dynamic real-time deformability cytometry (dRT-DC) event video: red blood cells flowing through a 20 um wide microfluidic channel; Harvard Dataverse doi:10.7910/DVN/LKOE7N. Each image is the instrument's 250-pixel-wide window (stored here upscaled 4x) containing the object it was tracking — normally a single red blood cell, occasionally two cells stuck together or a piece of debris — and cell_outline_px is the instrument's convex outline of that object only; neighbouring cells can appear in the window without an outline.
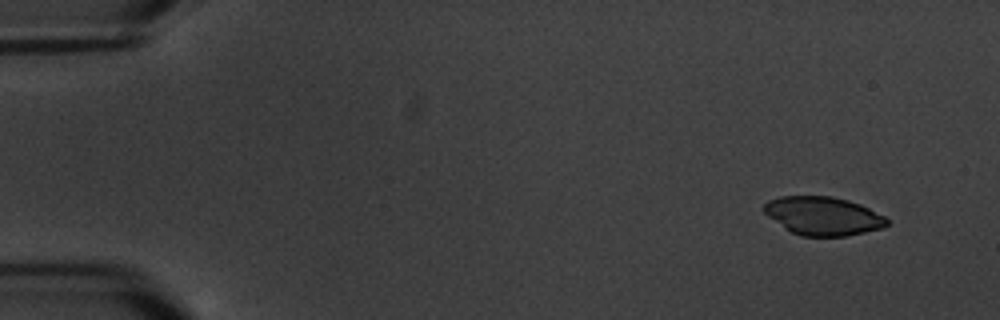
{"species": "common noctule bat (a hibernating species)", "species_latin": "Nyctalus noctula", "temperature_condition": "warm", "stored_images_in_passage": 6, "segment_of_instrument_passage": [1, 2], "camera_frame_rate_fps": 3000, "um_per_image_px": 0.085, "animal": {"sex": "male", "body_mass_g": 20.1, "forearm_length_mm": 53.5}, "frame": {"image": 1, "passage_image": 1, "time_ms": 0.0, "image_size_px": [1000, 320], "cell_outline_px": [[888, 224], [884, 228], [848, 236], [800, 236], [792, 232], [768, 216], [764, 212], [764, 204], [768, 200], [780, 196], [832, 196], [848, 200], [860, 204], [884, 216], [888, 220]], "centroid_in_image_um": [69.98, 18.35], "position_along_channel_um": 15.0, "area_um2": 27.51}}